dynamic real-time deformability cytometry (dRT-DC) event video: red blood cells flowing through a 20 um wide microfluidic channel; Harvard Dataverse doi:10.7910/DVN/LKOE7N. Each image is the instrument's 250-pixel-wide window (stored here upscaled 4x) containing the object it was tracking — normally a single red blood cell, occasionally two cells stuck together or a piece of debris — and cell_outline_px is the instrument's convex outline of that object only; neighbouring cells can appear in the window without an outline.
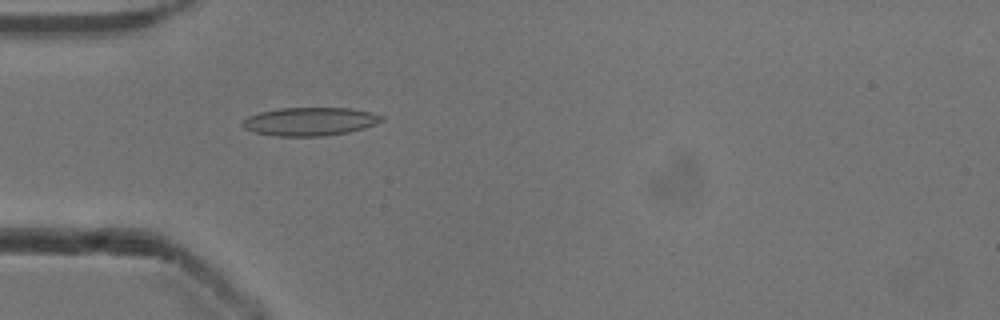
{"species": "common noctule bat (a hibernating species)", "species_latin": "Nyctalus noctula", "temperature_condition": "cold", "stored_images_in_passage": 32, "camera_frame_rate_fps": 3000, "um_per_image_px": 0.085, "animal": {"sex": "male", "body_mass_g": 13.3}, "frame": {"image": 1, "passage_image": 1, "time_ms": 0.0, "image_size_px": [1000, 320], "cell_outline_px": [[384, 120], [376, 124], [364, 128], [348, 132], [324, 136], [276, 136], [256, 132], [244, 128], [240, 124], [248, 116], [260, 112], [280, 108], [348, 108], [372, 112], [384, 116]], "centroid_in_image_um": [26.37, 10.32], "position_along_channel_um": 58.6, "area_um2": 22.95}}
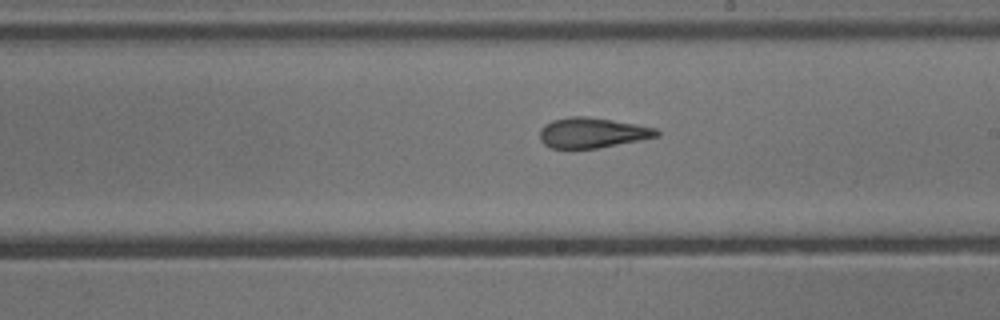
{"frame": {"image": 2, "passage_image": 15, "time_ms": 4.667, "image_size_px": [1000, 320], "cell_outline_px": [[660, 136], [600, 148], [552, 148], [544, 144], [540, 140], [540, 128], [544, 124], [552, 120], [568, 116], [588, 116], [636, 124], [656, 128], [660, 132]], "centroid_in_image_um": [50.34, 11.28], "position_along_channel_um": 238.7, "area_um2": 20.75}}
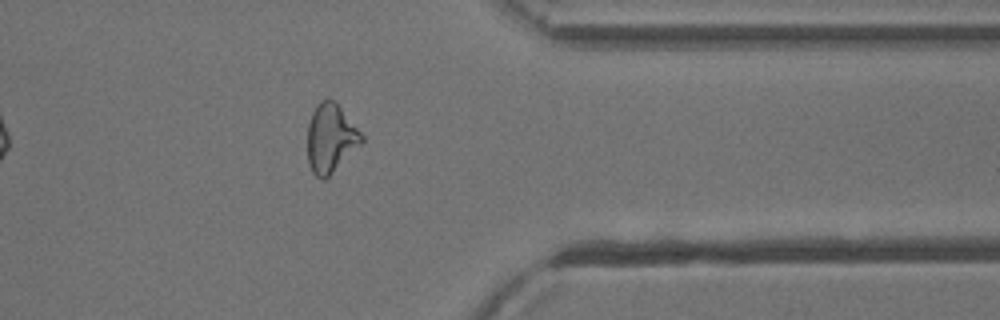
{"frame": {"image": 3, "passage_image": 27, "time_ms": 8.667, "image_size_px": [1000, 320], "cell_outline_px": [[364, 140], [324, 180], [316, 176], [312, 172], [308, 164], [308, 124], [312, 112], [316, 104], [320, 100], [328, 96], [340, 108], [364, 136]], "centroid_in_image_um": [28.07, 11.72], "position_along_channel_um": 383.3, "area_um2": 21.27}, "authors_computed_cell_mechanics": {"area_um2": 21.1548, "velocity_mm_per_s": 3.9209, "shape_relaxation_time_tau1_ms": 4.7394, "shape_relaxation_time_tau2_ms": 1.8142, "deformation_change_tau1": 0.1779, "deformation_change_tau2": 0.1168}}